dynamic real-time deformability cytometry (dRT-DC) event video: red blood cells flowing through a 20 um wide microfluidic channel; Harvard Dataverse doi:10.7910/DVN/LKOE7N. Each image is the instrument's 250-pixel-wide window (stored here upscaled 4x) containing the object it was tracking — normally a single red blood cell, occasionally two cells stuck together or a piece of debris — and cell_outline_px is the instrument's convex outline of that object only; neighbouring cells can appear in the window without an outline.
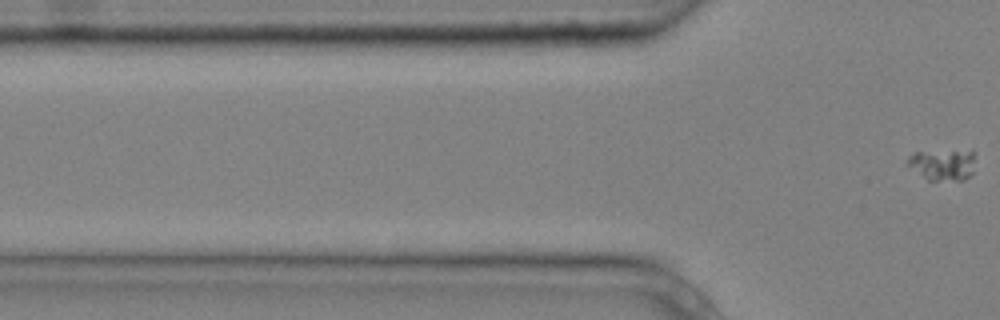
{"species": "common noctule bat (a hibernating species)", "species_latin": "Nyctalus noctula", "temperature_condition": "cold", "stored_images_in_passage": 3, "camera_frame_rate_fps": 3000, "um_per_image_px": 0.085, "animal": {"sex": "male", "body_mass_g": 20.4}, "frame": {"image": 1, "passage_image": 3, "time_ms": 0.667, "image_size_px": [1000, 320], "cell_outline_px": [[976, 152], [972, 172], [964, 180], [928, 180], [904, 164], [904, 160], [908, 156], [916, 152], [972, 148]], "centroid_in_image_um": [80.14, 13.94], "position_along_channel_um": 45.7, "area_um2": 13.01}}